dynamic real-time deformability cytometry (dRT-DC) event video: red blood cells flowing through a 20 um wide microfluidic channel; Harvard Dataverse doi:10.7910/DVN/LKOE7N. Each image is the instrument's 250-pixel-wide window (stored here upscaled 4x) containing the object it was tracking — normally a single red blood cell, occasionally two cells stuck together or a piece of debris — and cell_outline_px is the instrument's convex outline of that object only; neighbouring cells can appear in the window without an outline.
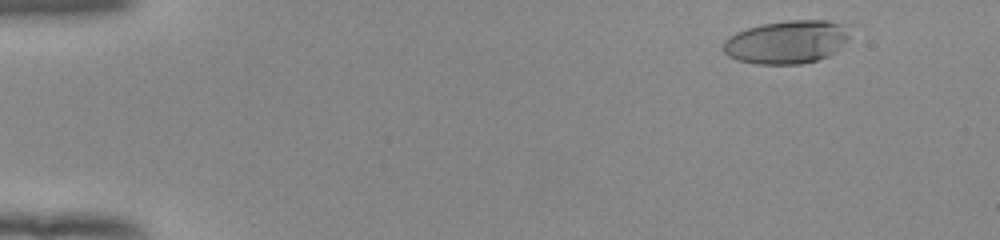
{"species": "human", "species_latin": "Homo sapiens", "temperature_condition": "room temperature", "stored_images_in_passage": 51, "camera_frame_rate_fps": 3000, "um_per_image_px": 0.085, "donor": {"sex": "female"}, "frame": {"image": 1, "passage_image": 4, "time_ms": 1.0, "image_size_px": [1000, 240], "cell_outline_px": [[848, 40], [836, 52], [828, 56], [816, 60], [800, 64], [756, 64], [736, 60], [728, 56], [724, 52], [724, 40], [728, 36], [736, 32], [748, 28], [764, 24], [788, 20], [828, 20], [844, 24], [848, 36]], "centroid_in_image_um": [66.86, 3.57], "position_along_channel_um": 18.1, "area_um2": 31.85}}
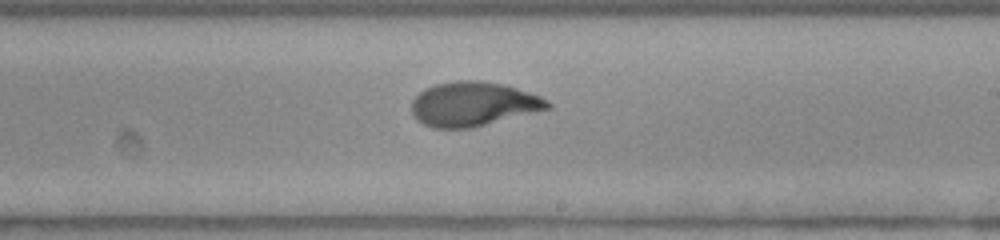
{"frame": {"image": 2, "passage_image": 31, "time_ms": 10.0, "image_size_px": [1000, 240], "cell_outline_px": [[552, 108], [472, 128], [432, 128], [416, 120], [412, 112], [412, 100], [424, 88], [436, 84], [456, 80], [480, 80], [504, 84], [540, 96], [548, 100], [552, 104]], "centroid_in_image_um": [40.23, 8.84], "position_along_channel_um": 248.8, "area_um2": 35.32}}
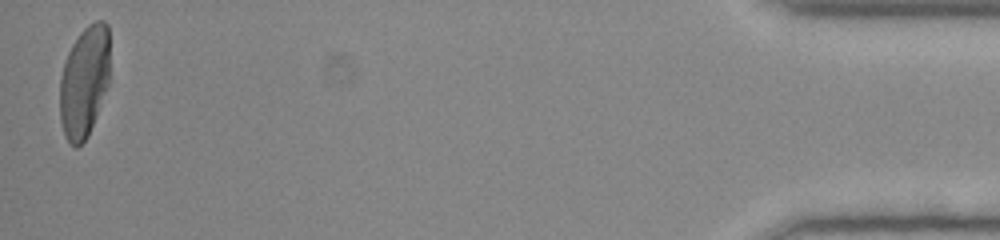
{"frame": {"image": 3, "passage_image": 51, "time_ms": 16.667, "image_size_px": [1000, 240], "cell_outline_px": [[108, 84], [88, 136], [76, 148], [64, 136], [60, 120], [60, 76], [64, 60], [72, 44], [80, 32], [88, 24], [96, 20], [104, 20], [108, 24]], "centroid_in_image_um": [7.14, 6.92], "position_along_channel_um": 428.1, "area_um2": 32.37}, "authors_computed_cell_mechanics": {"area_um2": 34.3332, "velocity_mm_per_s": 3.9338, "shape_relaxation_time_tau1_ms": 5.975, "shape_relaxation_time_tau2_ms": null, "deformation_change_tau1": 0.2845, "deformation_change_tau2": null}}